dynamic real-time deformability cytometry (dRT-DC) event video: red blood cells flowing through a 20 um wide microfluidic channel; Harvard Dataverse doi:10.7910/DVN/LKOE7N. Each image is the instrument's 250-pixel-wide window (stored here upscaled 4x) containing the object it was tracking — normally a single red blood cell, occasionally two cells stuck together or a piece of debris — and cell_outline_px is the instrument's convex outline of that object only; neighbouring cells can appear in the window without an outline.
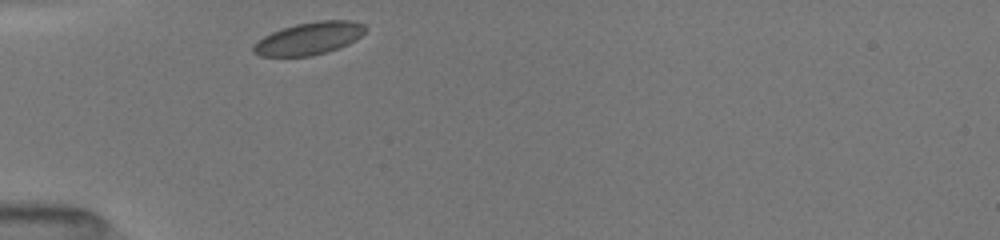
{"species": "common noctule bat (a hibernating species)", "species_latin": "Nyctalus noctula", "temperature_condition": "room temperature", "stored_images_in_passage": 29, "camera_frame_rate_fps": 3000, "um_per_image_px": 0.085, "animal": {"sex": "female", "body_mass_g": 19.5, "forearm_length_mm": 54.1}, "frame": {"image": 1, "passage_image": 1, "time_ms": 0.0, "image_size_px": [1000, 240], "cell_outline_px": [[368, 28], [356, 40], [348, 44], [328, 52], [312, 56], [260, 56], [252, 52], [252, 48], [256, 40], [272, 32], [296, 24], [316, 20], [352, 20], [364, 24]], "centroid_in_image_um": [26.28, 3.26], "position_along_channel_um": 58.7, "area_um2": 21.39}}
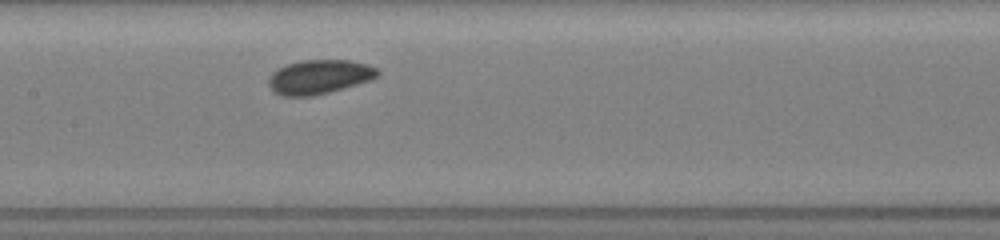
{"frame": {"image": 2, "passage_image": 11, "time_ms": 3.333, "image_size_px": [1000, 240], "cell_outline_px": [[380, 72], [372, 80], [328, 92], [312, 96], [284, 96], [276, 92], [268, 84], [268, 80], [272, 72], [288, 64], [304, 60], [352, 60], [368, 64], [380, 68]], "centroid_in_image_um": [27.19, 6.52], "position_along_channel_um": 180.2, "area_um2": 21.62}}
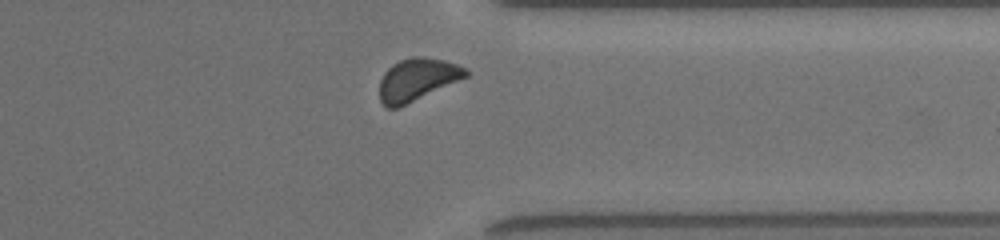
{"frame": {"image": 3, "passage_image": 26, "time_ms": 8.333, "image_size_px": [1000, 240], "cell_outline_px": [[468, 76], [400, 108], [388, 108], [380, 100], [380, 80], [384, 72], [392, 64], [400, 60], [412, 56], [424, 56], [444, 60], [468, 68]], "centroid_in_image_um": [35.46, 6.76], "position_along_channel_um": 375.9, "area_um2": 21.5}, "authors_computed_cell_mechanics": {"area_um2": 21.1548, "velocity_mm_per_s": 3.9304, "shape_relaxation_time_tau1_ms": null, "shape_relaxation_time_tau2_ms": 7.412, "deformation_change_tau1": null, "deformation_change_tau2": 0.0863}}